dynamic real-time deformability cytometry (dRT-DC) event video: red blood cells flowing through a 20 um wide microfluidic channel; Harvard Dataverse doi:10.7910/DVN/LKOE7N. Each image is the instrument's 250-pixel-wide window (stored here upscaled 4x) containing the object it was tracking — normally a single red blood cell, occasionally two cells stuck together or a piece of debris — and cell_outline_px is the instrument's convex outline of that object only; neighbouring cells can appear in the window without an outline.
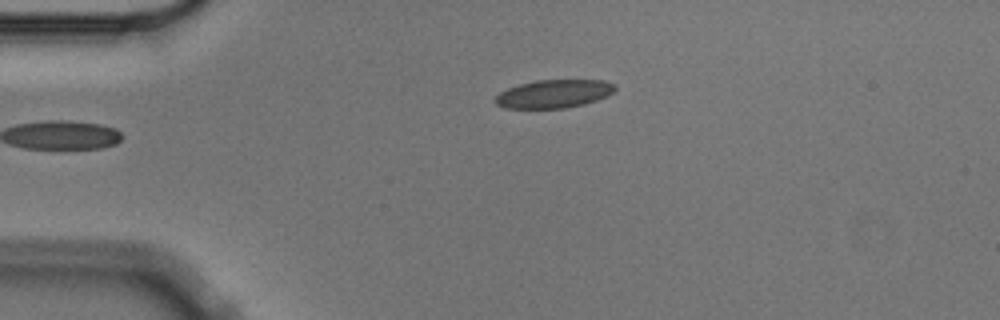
{"species": "Egyptian fruit bat (a non-hibernating species)", "species_latin": "Rousettus aegyptiacus", "temperature_condition": "cold", "stored_images_in_passage": 4, "camera_frame_rate_fps": 3000, "um_per_image_px": 0.085, "animal": {"sex": "male"}, "frame": {"image": 1, "passage_image": 4, "time_ms": 1.0, "image_size_px": [1000, 320], "cell_outline_px": [[616, 88], [612, 92], [596, 100], [584, 104], [564, 108], [504, 108], [496, 104], [492, 100], [500, 92], [508, 88], [520, 84], [536, 80], [604, 80], [616, 84]], "centroid_in_image_um": [47.05, 7.97], "position_along_channel_um": 38.0, "area_um2": 19.65}}